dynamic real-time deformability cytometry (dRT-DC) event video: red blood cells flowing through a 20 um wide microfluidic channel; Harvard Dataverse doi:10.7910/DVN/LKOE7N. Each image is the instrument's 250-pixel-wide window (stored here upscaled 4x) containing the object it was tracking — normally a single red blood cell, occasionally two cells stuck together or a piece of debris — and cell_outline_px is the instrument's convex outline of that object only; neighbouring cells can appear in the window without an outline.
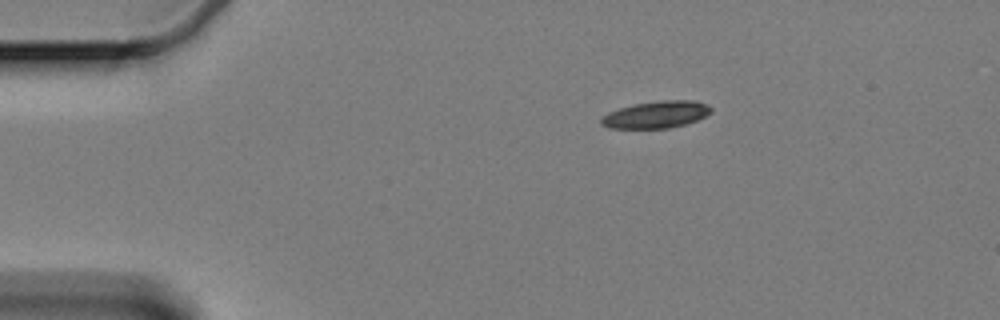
{"species": "Egyptian fruit bat (a non-hibernating species)", "species_latin": "Rousettus aegyptiacus", "temperature_condition": "cold", "stored_images_in_passage": 50, "camera_frame_rate_fps": 3000, "um_per_image_px": 0.085, "animal": {"sex": "female"}, "frame": {"image": 1, "passage_image": 1, "time_ms": 0.0, "image_size_px": [1000, 320], "cell_outline_px": [[712, 112], [696, 120], [684, 124], [668, 128], [608, 128], [600, 124], [600, 120], [608, 112], [632, 104], [664, 100], [696, 100], [708, 104], [712, 108]], "centroid_in_image_um": [55.78, 9.73], "position_along_channel_um": 29.2, "area_um2": 17.28}}
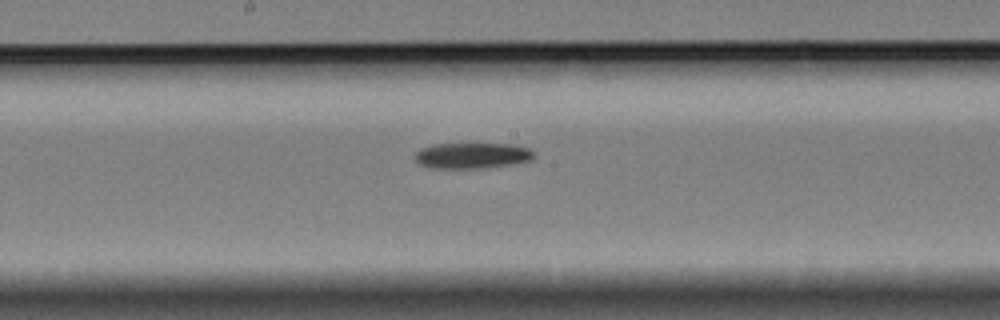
{"frame": {"image": 2, "passage_image": 22, "time_ms": 7.0, "image_size_px": [1000, 320], "cell_outline_px": [[536, 156], [532, 160], [508, 164], [476, 168], [436, 168], [420, 164], [416, 160], [416, 152], [420, 148], [432, 144], [516, 144], [532, 148], [536, 152]], "centroid_in_image_um": [40.2, 13.2], "position_along_channel_um": 208.0, "area_um2": 17.86}}
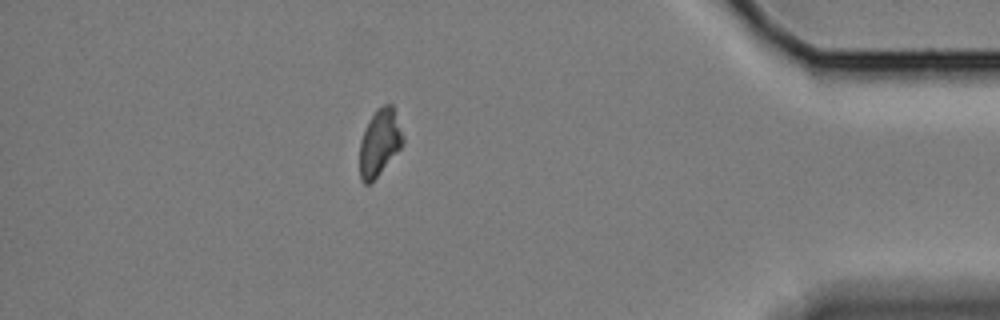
{"frame": {"image": 3, "passage_image": 43, "time_ms": 14.0, "image_size_px": [1000, 320], "cell_outline_px": [[404, 144], [376, 176], [368, 184], [364, 184], [360, 180], [360, 140], [368, 120], [376, 108], [384, 104], [392, 104], [404, 136]], "centroid_in_image_um": [32.26, 12.07], "position_along_channel_um": 402.9, "area_um2": 16.7}, "authors_computed_cell_mechanics": {"area_um2": 17.918, "velocity_mm_per_s": 3.3461, "shape_relaxation_time_tau1_ms": 3.9798, "shape_relaxation_time_tau2_ms": null, "deformation_change_tau1": 0.1468, "deformation_change_tau2": null}}